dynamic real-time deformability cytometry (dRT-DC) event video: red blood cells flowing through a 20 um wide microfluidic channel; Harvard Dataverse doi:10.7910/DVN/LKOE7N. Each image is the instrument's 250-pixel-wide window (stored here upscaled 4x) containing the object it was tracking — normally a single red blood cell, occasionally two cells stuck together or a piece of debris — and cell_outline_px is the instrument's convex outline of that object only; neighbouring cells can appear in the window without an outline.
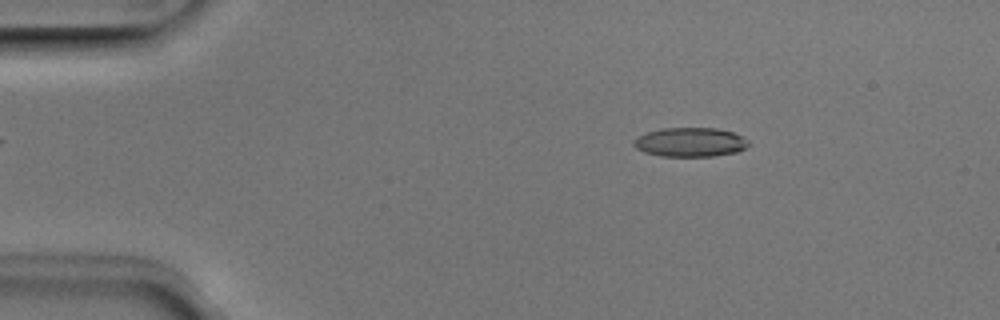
{"species": "Egyptian fruit bat (a non-hibernating species)", "species_latin": "Rousettus aegyptiacus", "temperature_condition": "room temperature", "stored_images_in_passage": 44, "camera_frame_rate_fps": 3000, "um_per_image_px": 0.085, "animal": {"sex": "male"}, "frame": {"image": 1, "passage_image": 2, "time_ms": 0.333, "image_size_px": [1000, 320], "cell_outline_px": [[748, 144], [744, 148], [736, 152], [712, 156], [660, 156], [644, 152], [636, 148], [632, 144], [632, 140], [648, 132], [660, 128], [716, 128], [732, 132], [748, 140]], "centroid_in_image_um": [58.63, 12.08], "position_along_channel_um": 26.4, "area_um2": 19.36}}
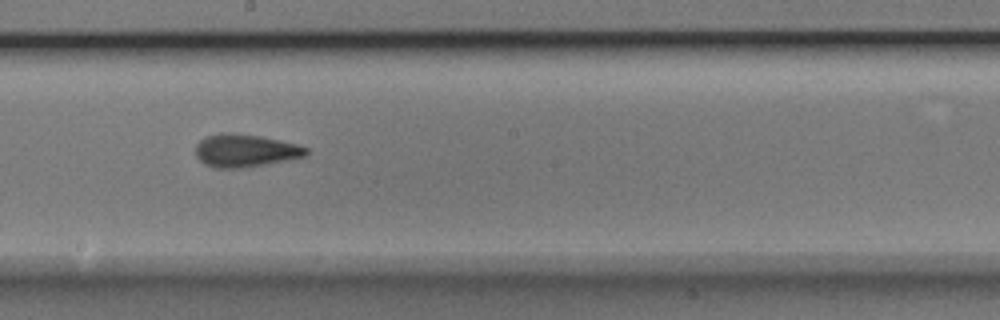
{"frame": {"image": 2, "passage_image": 22, "time_ms": 7.0, "image_size_px": [1000, 320], "cell_outline_px": [[308, 156], [288, 160], [244, 168], [216, 168], [204, 164], [196, 156], [196, 144], [204, 136], [220, 132], [232, 132], [260, 136], [280, 140], [296, 144], [308, 148]], "centroid_in_image_um": [20.83, 12.79], "position_along_channel_um": 227.4, "area_um2": 21.44}}
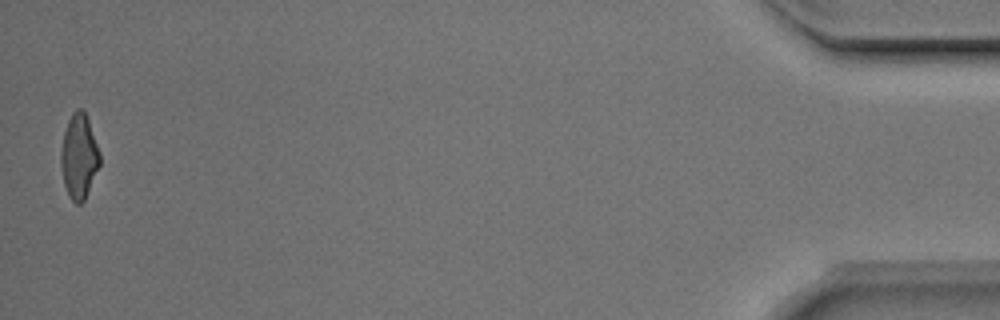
{"frame": {"image": 3, "passage_image": 44, "time_ms": 14.333, "image_size_px": [1000, 320], "cell_outline_px": [[100, 164], [84, 200], [80, 204], [76, 204], [68, 196], [64, 184], [60, 164], [60, 156], [64, 132], [68, 120], [72, 112], [76, 108], [80, 108], [84, 112], [88, 120], [100, 152]], "centroid_in_image_um": [6.7, 13.3], "position_along_channel_um": 428.5, "area_um2": 19.07}, "authors_computed_cell_mechanics": {"area_um2": 19.8543, "velocity_mm_per_s": 3.9977, "shape_relaxation_time_tau1_ms": 3.3318, "shape_relaxation_time_tau2_ms": 2.1676, "deformation_change_tau1": 0.1528, "deformation_change_tau2": 0.1135}}